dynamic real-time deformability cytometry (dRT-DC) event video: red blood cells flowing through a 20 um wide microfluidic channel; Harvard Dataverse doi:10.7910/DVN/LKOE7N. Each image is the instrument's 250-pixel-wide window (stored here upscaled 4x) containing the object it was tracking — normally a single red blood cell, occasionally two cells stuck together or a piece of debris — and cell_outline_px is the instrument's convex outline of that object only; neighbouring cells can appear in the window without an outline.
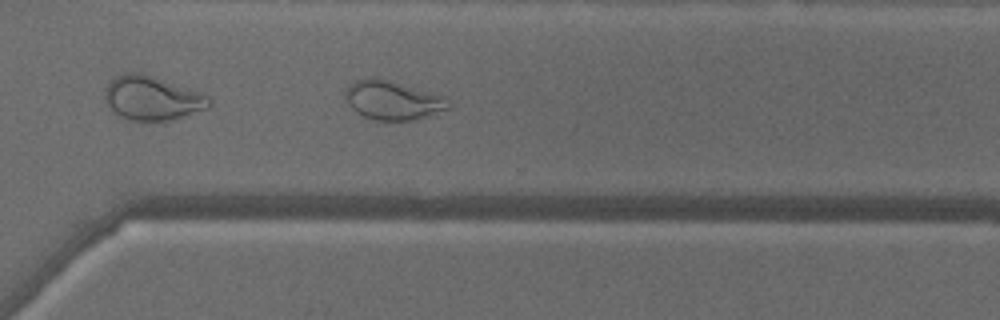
{"species": "common noctule bat (a hibernating species)", "species_latin": "Nyctalus noctula", "temperature_condition": "warm", "stored_images_in_passage": 39, "camera_frame_rate_fps": 3000, "um_per_image_px": 0.085, "animal": {"sex": "male", "body_mass_g": 18.8}, "frame": {"image": 1, "passage_image": 34, "time_ms": 11.0, "image_size_px": [1000, 320], "cell_outline_px": [[452, 108], [412, 120], [376, 120], [364, 116], [356, 112], [348, 104], [344, 92], [352, 80], [364, 76], [376, 76], [448, 96], [452, 104]], "centroid_in_image_um": [33.4, 8.47], "position_along_channel_um": 337.2, "area_um2": 24.1}}